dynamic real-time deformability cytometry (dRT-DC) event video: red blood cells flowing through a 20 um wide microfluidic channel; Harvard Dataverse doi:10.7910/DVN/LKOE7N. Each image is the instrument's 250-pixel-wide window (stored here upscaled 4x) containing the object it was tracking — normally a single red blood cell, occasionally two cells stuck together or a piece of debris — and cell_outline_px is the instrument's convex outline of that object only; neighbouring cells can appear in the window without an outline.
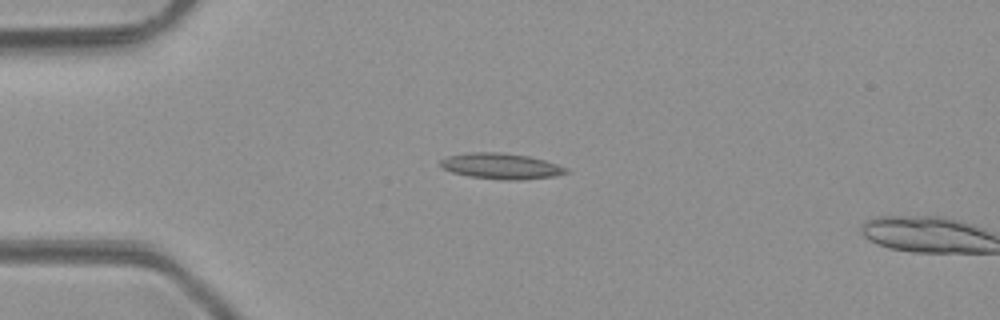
{"species": "common noctule bat (a hibernating species)", "species_latin": "Nyctalus noctula", "temperature_condition": "room temperature", "stored_images_in_passage": 4, "camera_frame_rate_fps": 3000, "um_per_image_px": 0.085, "animal": {"sex": "male", "body_mass_g": 23.1, "forearm_length_mm": 52.7}, "frame": {"image": 1, "passage_image": 3, "time_ms": 2.333, "image_size_px": [1000, 320], "cell_outline_px": [[568, 172], [552, 176], [520, 180], [504, 180], [468, 176], [452, 172], [444, 168], [440, 164], [440, 160], [448, 156], [468, 152], [500, 152], [528, 156], [544, 160], [568, 168]], "centroid_in_image_um": [42.57, 14.11], "position_along_channel_um": 42.4, "area_um2": 18.73}}